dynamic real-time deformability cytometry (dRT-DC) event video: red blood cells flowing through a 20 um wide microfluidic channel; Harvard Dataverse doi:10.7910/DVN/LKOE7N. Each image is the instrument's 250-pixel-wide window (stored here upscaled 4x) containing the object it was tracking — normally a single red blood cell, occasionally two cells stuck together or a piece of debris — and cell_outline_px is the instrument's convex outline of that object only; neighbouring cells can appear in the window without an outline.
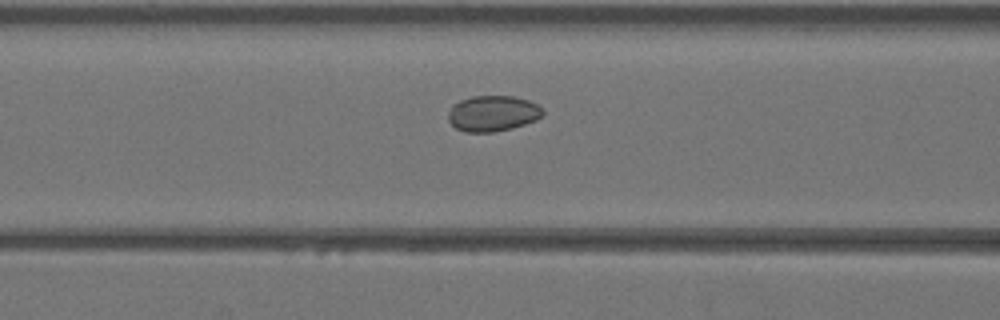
{"species": "Egyptian fruit bat (a non-hibernating species)", "species_latin": "Rousettus aegyptiacus", "temperature_condition": "warm", "stored_images_in_passage": 15, "camera_frame_rate_fps": 3000, "um_per_image_px": 0.085, "animal": {"sex": "female"}, "frame": {"image": 1, "passage_image": 5, "time_ms": 1.333, "image_size_px": [1000, 320], "cell_outline_px": [[544, 112], [536, 120], [512, 128], [492, 132], [464, 132], [456, 128], [448, 120], [448, 112], [452, 104], [460, 100], [472, 96], [512, 96], [528, 100], [544, 108]], "centroid_in_image_um": [41.86, 9.64], "position_along_channel_um": 124.7, "area_um2": 19.77}}
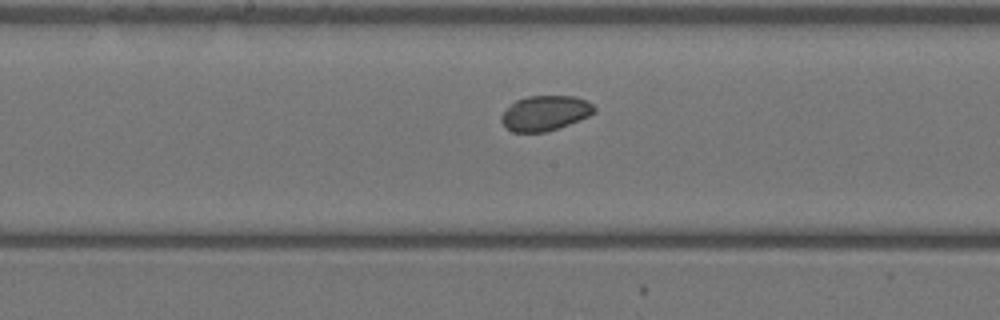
{"frame": {"image": 2, "passage_image": 10, "time_ms": 3.0, "image_size_px": [1000, 320], "cell_outline_px": [[596, 112], [588, 116], [568, 124], [544, 132], [512, 132], [500, 120], [500, 116], [516, 100], [528, 96], [576, 96], [592, 104], [596, 108]], "centroid_in_image_um": [46.34, 9.61], "position_along_channel_um": 201.9, "area_um2": 18.67}}
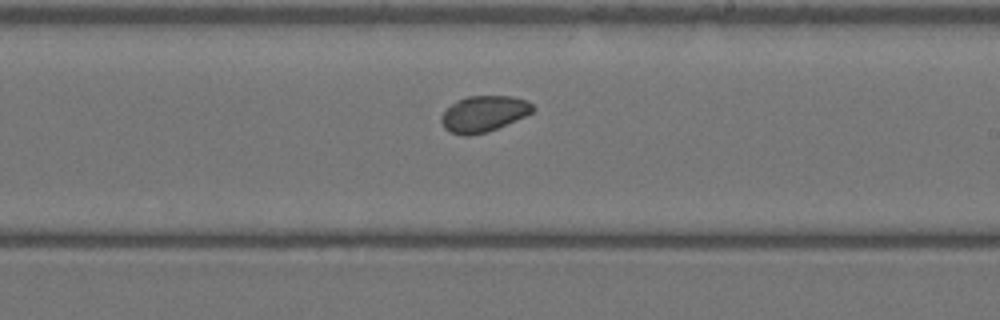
{"frame": {"image": 3, "passage_image": 13, "time_ms": 4.0, "image_size_px": [1000, 320], "cell_outline_px": [[536, 108], [532, 112], [524, 116], [488, 132], [468, 136], [464, 136], [448, 132], [444, 128], [440, 120], [440, 116], [456, 100], [468, 96], [512, 96], [528, 100]], "centroid_in_image_um": [41.1, 9.68], "position_along_channel_um": 247.9, "area_um2": 19.31}}